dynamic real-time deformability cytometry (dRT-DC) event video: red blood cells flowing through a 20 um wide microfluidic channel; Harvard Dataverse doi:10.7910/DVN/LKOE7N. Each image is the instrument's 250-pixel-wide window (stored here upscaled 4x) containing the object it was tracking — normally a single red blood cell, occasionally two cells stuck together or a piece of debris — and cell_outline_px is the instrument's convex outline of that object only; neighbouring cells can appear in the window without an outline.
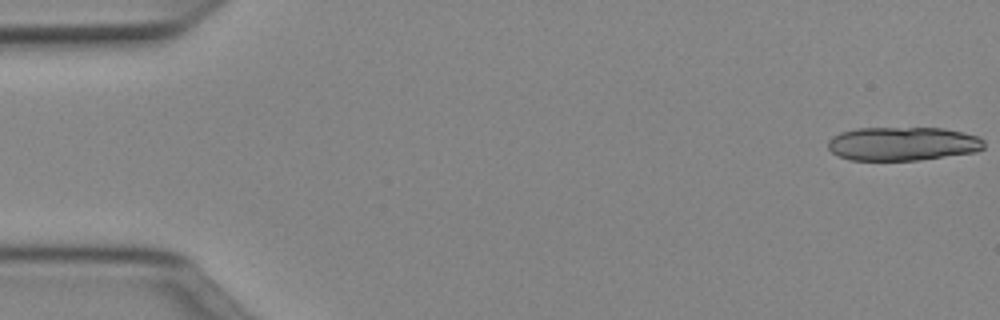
{"species": "Egyptian fruit bat (a non-hibernating species)", "species_latin": "Rousettus aegyptiacus", "temperature_condition": "cold", "stored_images_in_passage": 15, "camera_frame_rate_fps": 3000, "um_per_image_px": 0.085, "animal": {"sex": "female"}, "frame": {"image": 1, "passage_image": 1, "time_ms": 0.0, "image_size_px": [1000, 320], "cell_outline_px": [[984, 148], [976, 152], [916, 160], [848, 160], [832, 152], [828, 148], [828, 140], [832, 136], [840, 132], [856, 128], [944, 128], [964, 132], [980, 136], [984, 140]], "centroid_in_image_um": [76.74, 12.21], "position_along_channel_um": 8.3, "area_um2": 30.87}}